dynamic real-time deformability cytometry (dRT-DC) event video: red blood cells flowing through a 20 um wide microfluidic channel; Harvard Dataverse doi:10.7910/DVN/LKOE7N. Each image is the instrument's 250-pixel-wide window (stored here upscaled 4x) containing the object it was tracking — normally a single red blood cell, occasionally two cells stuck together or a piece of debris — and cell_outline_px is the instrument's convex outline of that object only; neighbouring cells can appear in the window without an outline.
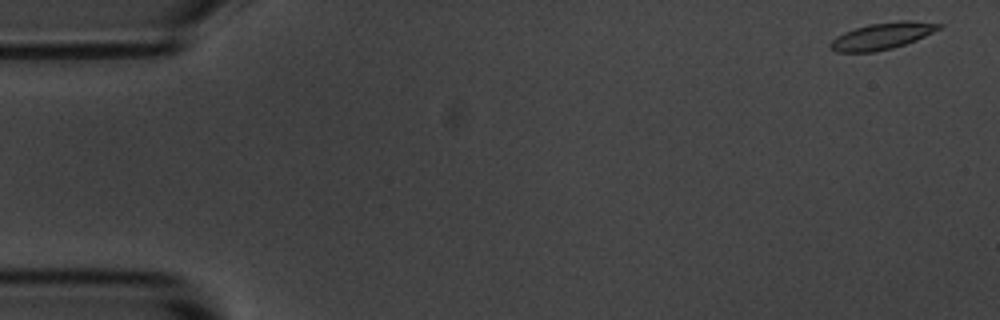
{"species": "common noctule bat (a hibernating species)", "species_latin": "Nyctalus noctula", "temperature_condition": "room temperature", "stored_images_in_passage": 54, "camera_frame_rate_fps": 3000, "um_per_image_px": 0.085, "animal": {"sex": "male", "body_mass_g": 20.1, "forearm_length_mm": 53.5}, "frame": {"image": 1, "passage_image": 1, "time_ms": 0.0, "image_size_px": [1000, 320], "cell_outline_px": [[944, 24], [940, 28], [916, 40], [892, 48], [872, 52], [836, 52], [828, 44], [836, 36], [844, 32], [868, 24], [900, 20], [908, 20]], "centroid_in_image_um": [74.96, 3.05], "position_along_channel_um": 10.0, "area_um2": 16.7}}
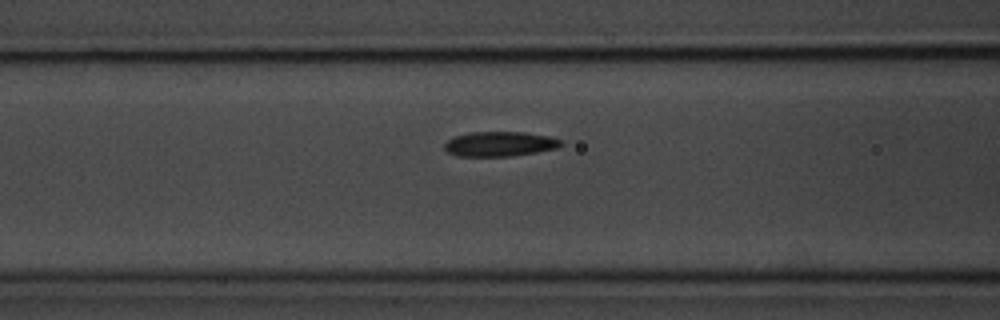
{"frame": {"image": 2, "passage_image": 21, "time_ms": 6.667, "image_size_px": [1000, 320], "cell_outline_px": [[564, 144], [556, 148], [536, 152], [512, 156], [456, 156], [448, 152], [444, 148], [444, 144], [452, 136], [472, 132], [524, 132], [548, 136], [564, 140]], "centroid_in_image_um": [42.48, 12.23], "position_along_channel_um": 124.1, "area_um2": 16.94}}
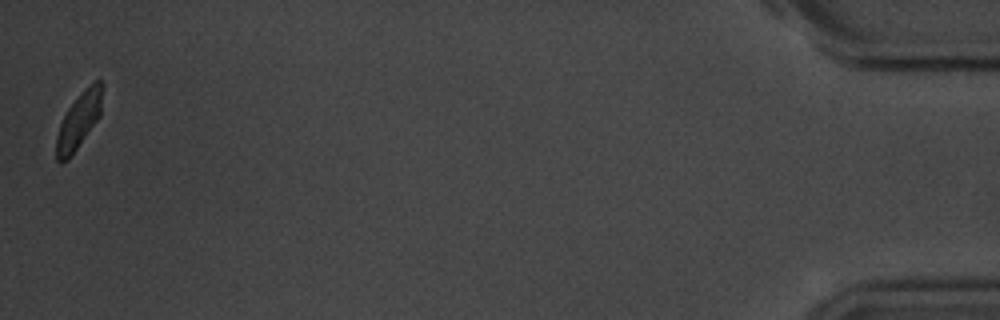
{"frame": {"image": 3, "passage_image": 54, "time_ms": 17.667, "image_size_px": [1000, 320], "cell_outline_px": [[104, 84], [100, 116], [68, 160], [60, 164], [56, 160], [56, 136], [60, 124], [68, 108], [84, 88], [96, 80], [100, 80]], "centroid_in_image_um": [6.71, 10.24], "position_along_channel_um": 428.5, "area_um2": 15.09}, "authors_computed_cell_mechanics": {"area_um2": 16.8198, "velocity_mm_per_s": 3.6171, "shape_relaxation_time_tau1_ms": 2.6339, "shape_relaxation_time_tau2_ms": 5.9408, "deformation_change_tau1": 0.0954, "deformation_change_tau2": 0.0922}}